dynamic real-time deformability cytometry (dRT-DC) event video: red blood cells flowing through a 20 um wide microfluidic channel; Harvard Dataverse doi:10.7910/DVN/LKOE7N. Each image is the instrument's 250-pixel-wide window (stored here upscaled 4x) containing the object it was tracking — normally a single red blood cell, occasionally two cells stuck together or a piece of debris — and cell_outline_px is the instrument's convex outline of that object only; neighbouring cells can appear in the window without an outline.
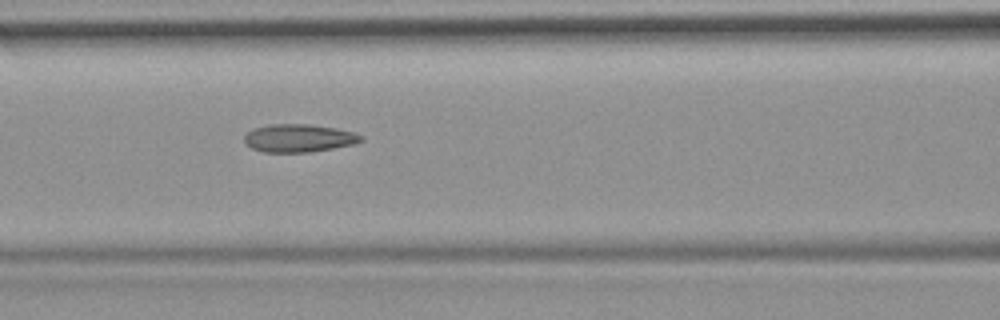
{"species": "common noctule bat (a hibernating species)", "species_latin": "Nyctalus noctula", "temperature_condition": "room temperature", "stored_images_in_passage": 53, "camera_frame_rate_fps": 3000, "um_per_image_px": 0.085, "animal": {"sex": "female", "body_mass_g": 19.9}, "frame": {"image": 1, "passage_image": 23, "time_ms": 7.333, "image_size_px": [1000, 320], "cell_outline_px": [[364, 140], [352, 144], [332, 148], [308, 152], [264, 152], [252, 148], [244, 140], [244, 136], [252, 128], [272, 124], [308, 124], [336, 128], [356, 132], [364, 136]], "centroid_in_image_um": [25.42, 11.73], "position_along_channel_um": 141.2, "area_um2": 18.96}, "authors_computed_cell_mechanics": {"area_um2": 19.363, "velocity_mm_per_s": 3.7728, "shape_relaxation_time_tau1_ms": null, "shape_relaxation_time_tau2_ms": 2.5719, "deformation_change_tau1": null, "deformation_change_tau2": 0.1099}}